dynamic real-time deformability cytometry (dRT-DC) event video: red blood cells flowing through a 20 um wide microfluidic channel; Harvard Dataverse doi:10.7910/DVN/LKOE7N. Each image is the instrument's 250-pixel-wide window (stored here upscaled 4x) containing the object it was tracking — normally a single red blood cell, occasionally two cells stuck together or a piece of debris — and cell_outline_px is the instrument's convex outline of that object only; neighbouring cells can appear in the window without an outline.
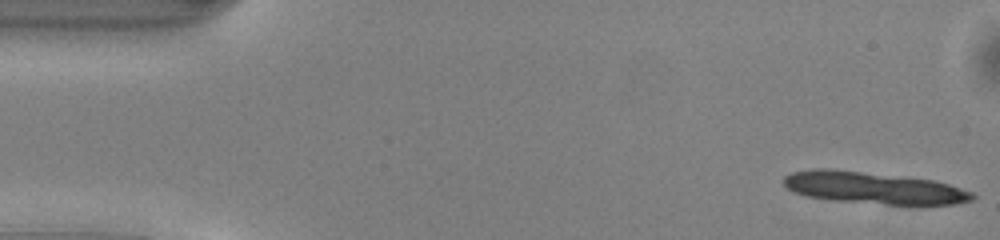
{"species": "common noctule bat (a hibernating species)", "species_latin": "Nyctalus noctula", "temperature_condition": "warm", "stored_images_in_passage": 10, "camera_frame_rate_fps": 3000, "um_per_image_px": 0.085, "animal": {"sex": "male", "body_mass_g": 13.0, "forearm_length_mm": 53.1}, "frame": {"image": 1, "passage_image": 1, "time_ms": 0.0, "image_size_px": [1000, 240], "cell_outline_px": [[976, 196], [972, 200], [956, 204], [888, 204], [832, 200], [808, 196], [796, 192], [788, 188], [784, 184], [784, 176], [792, 172], [812, 168], [832, 168], [936, 180], [972, 192]], "centroid_in_image_um": [74.25, 15.95], "position_along_channel_um": 10.8, "area_um2": 34.91}}